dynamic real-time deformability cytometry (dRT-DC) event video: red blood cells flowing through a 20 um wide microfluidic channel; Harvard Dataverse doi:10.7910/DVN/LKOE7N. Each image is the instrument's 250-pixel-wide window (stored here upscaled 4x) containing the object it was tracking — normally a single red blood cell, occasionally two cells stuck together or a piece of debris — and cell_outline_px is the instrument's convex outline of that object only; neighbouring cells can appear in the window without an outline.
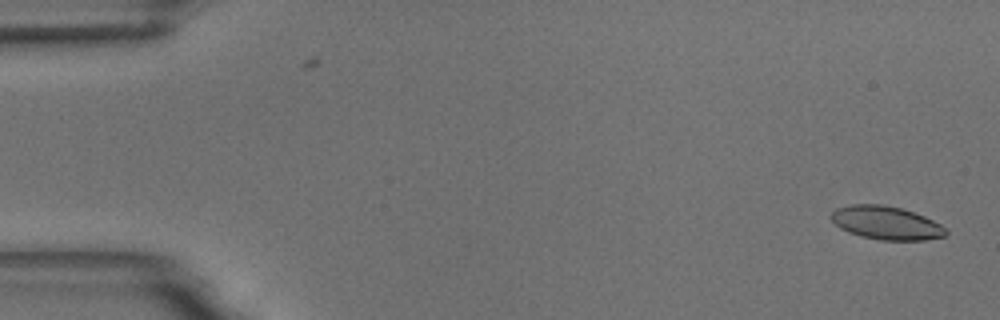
{"species": "common noctule bat (a hibernating species)", "species_latin": "Nyctalus noctula", "temperature_condition": "room temperature", "stored_images_in_passage": 19, "camera_frame_rate_fps": 3000, "um_per_image_px": 0.085, "animal": {"sex": "male", "body_mass_g": 18.8}, "frame": {"image": 1, "passage_image": 1, "time_ms": 0.0, "image_size_px": [1000, 320], "cell_outline_px": [[948, 232], [944, 236], [924, 240], [880, 240], [848, 232], [840, 228], [832, 220], [832, 212], [836, 208], [852, 204], [884, 204], [900, 208], [924, 216], [940, 224]], "centroid_in_image_um": [75.32, 18.94], "position_along_channel_um": 9.7, "area_um2": 22.02}}
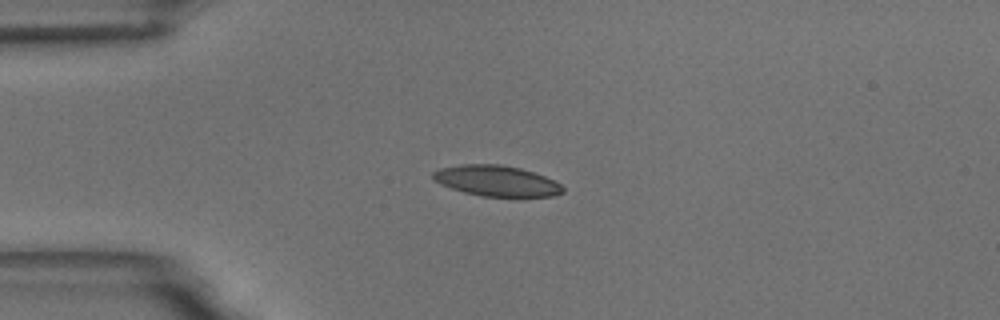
{"frame": {"image": 2, "passage_image": 13, "time_ms": 4.0, "image_size_px": [1000, 320], "cell_outline_px": [[564, 192], [552, 196], [480, 196], [464, 192], [440, 184], [432, 176], [432, 172], [440, 168], [464, 164], [500, 164], [520, 168], [544, 176], [560, 184], [564, 188]], "centroid_in_image_um": [42.19, 15.37], "position_along_channel_um": 42.8, "area_um2": 22.95}}